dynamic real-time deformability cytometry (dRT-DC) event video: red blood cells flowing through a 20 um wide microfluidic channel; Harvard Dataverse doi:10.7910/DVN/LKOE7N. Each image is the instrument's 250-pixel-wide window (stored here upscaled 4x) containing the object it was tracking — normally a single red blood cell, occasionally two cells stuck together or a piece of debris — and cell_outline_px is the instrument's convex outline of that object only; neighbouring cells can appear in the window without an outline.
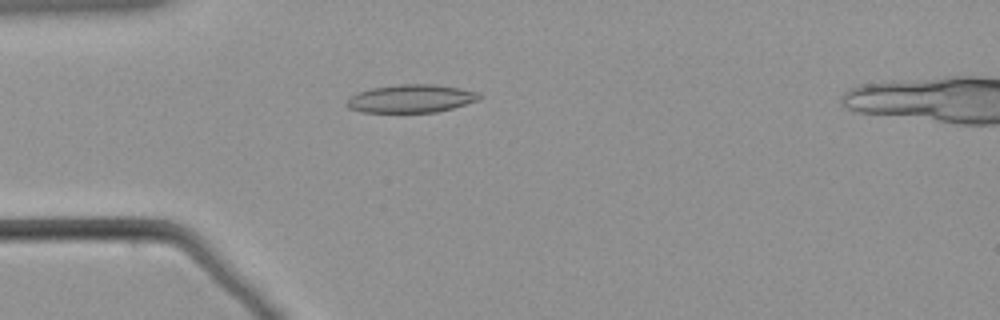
{"species": "common noctule bat (a hibernating species)", "species_latin": "Nyctalus noctula", "temperature_condition": "warm", "stored_images_in_passage": 59, "segment_of_instrument_passage": [1, 2], "camera_frame_rate_fps": 3000, "um_per_image_px": 0.085, "animal": {"sex": "male", "body_mass_g": 21.5, "forearm_length_mm": 52.0}, "frame": {"image": 1, "passage_image": 16, "time_ms": 5.0, "image_size_px": [1000, 320], "cell_outline_px": [[484, 96], [480, 100], [452, 108], [436, 112], [360, 112], [348, 108], [344, 104], [348, 96], [356, 92], [372, 88], [396, 84], [432, 84], [460, 88], [480, 92]], "centroid_in_image_um": [34.92, 8.37], "position_along_channel_um": 50.1, "area_um2": 22.08}}
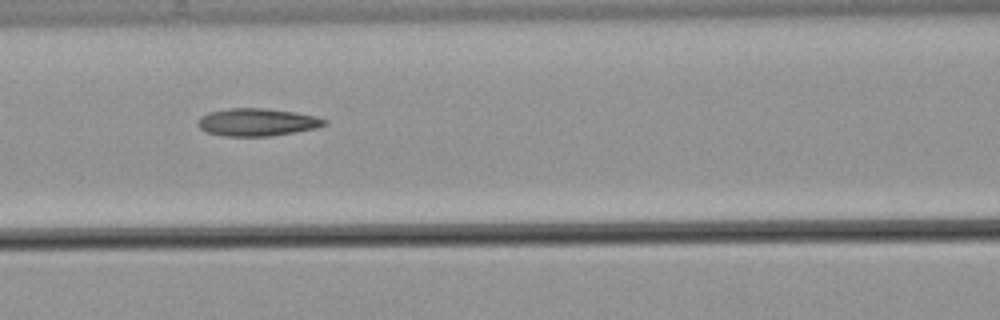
{"frame": {"image": 2, "passage_image": 25, "time_ms": 8.0, "image_size_px": [1000, 320], "cell_outline_px": [[328, 124], [316, 128], [296, 132], [272, 136], [224, 136], [208, 132], [200, 128], [196, 124], [196, 120], [200, 116], [208, 112], [228, 108], [264, 108], [296, 112], [316, 116], [328, 120]], "centroid_in_image_um": [21.86, 10.38], "position_along_channel_um": 144.7, "area_um2": 20.63}}
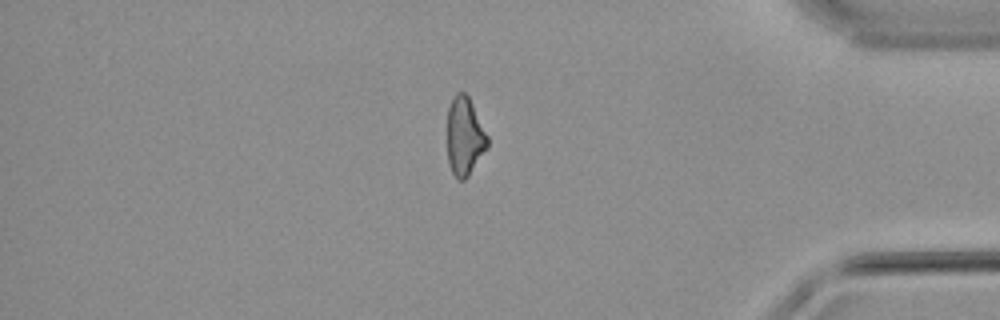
{"frame": {"image": 3, "passage_image": 49, "time_ms": 16.0, "image_size_px": [1000, 320], "cell_outline_px": [[488, 148], [468, 176], [464, 180], [456, 180], [448, 164], [448, 108], [456, 92], [464, 92], [468, 96], [488, 136]], "centroid_in_image_um": [39.5, 11.63], "position_along_channel_um": 395.7, "area_um2": 18.32}}